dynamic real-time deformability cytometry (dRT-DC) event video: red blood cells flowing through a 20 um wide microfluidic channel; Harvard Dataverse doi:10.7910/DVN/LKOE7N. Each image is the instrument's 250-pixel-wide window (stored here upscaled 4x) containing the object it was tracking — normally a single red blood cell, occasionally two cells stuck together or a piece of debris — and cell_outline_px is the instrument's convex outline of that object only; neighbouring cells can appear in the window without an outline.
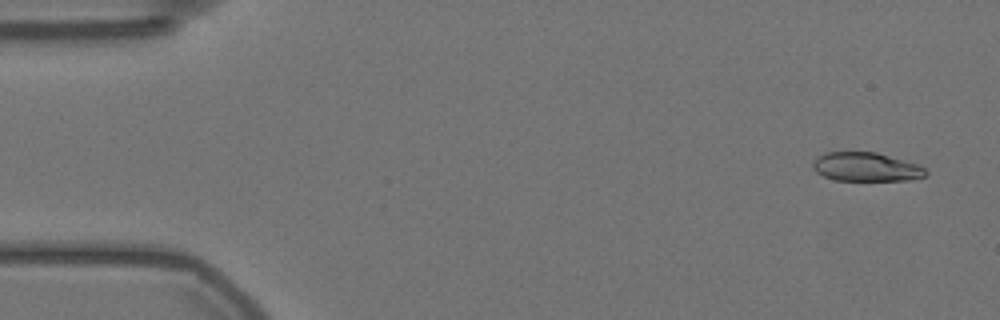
{"species": "Egyptian fruit bat (a non-hibernating species)", "species_latin": "Rousettus aegyptiacus", "temperature_condition": "warm", "stored_images_in_passage": 57, "camera_frame_rate_fps": 3000, "um_per_image_px": 0.085, "animal": {"sex": "female"}, "frame": {"image": 1, "passage_image": 3, "time_ms": 0.667, "image_size_px": [1000, 320], "cell_outline_px": [[928, 172], [924, 176], [908, 180], [836, 180], [824, 176], [816, 172], [812, 168], [812, 160], [816, 156], [824, 152], [876, 152], [920, 164]], "centroid_in_image_um": [73.59, 14.17], "position_along_channel_um": 11.4, "area_um2": 19.13}}
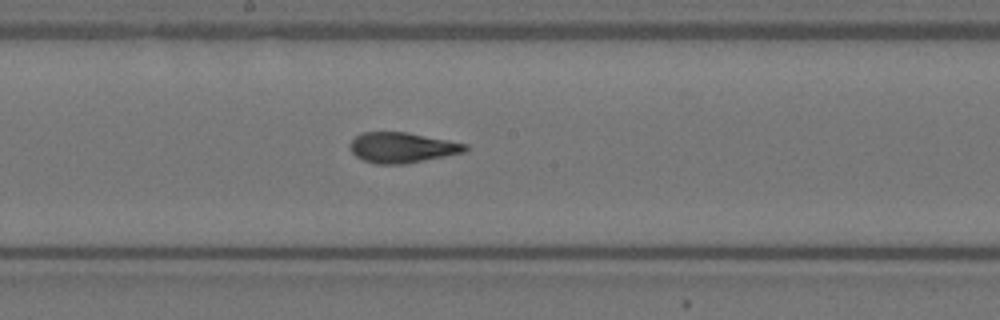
{"frame": {"image": 2, "passage_image": 30, "time_ms": 9.667, "image_size_px": [1000, 320], "cell_outline_px": [[468, 148], [464, 152], [404, 164], [372, 164], [356, 156], [352, 152], [348, 144], [356, 136], [364, 132], [408, 132], [468, 144]], "centroid_in_image_um": [34.16, 12.54], "position_along_channel_um": 214.0, "area_um2": 20.35}}
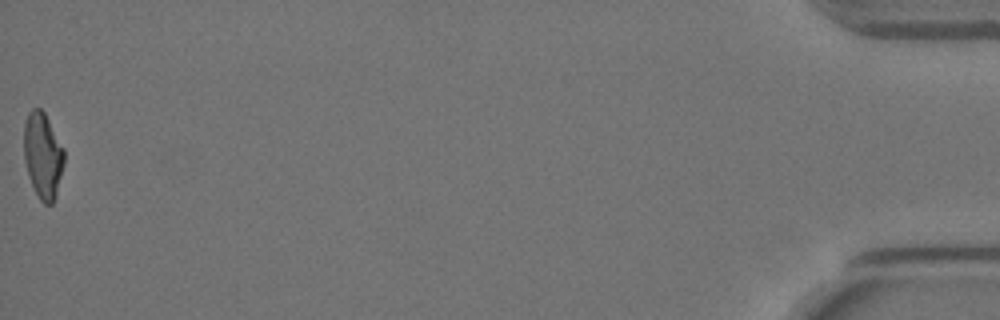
{"frame": {"image": 3, "passage_image": 57, "time_ms": 18.667, "image_size_px": [1000, 320], "cell_outline_px": [[64, 164], [56, 196], [52, 204], [44, 204], [40, 200], [28, 176], [24, 160], [24, 124], [28, 112], [32, 108], [40, 108], [44, 112], [64, 148]], "centroid_in_image_um": [3.64, 13.21], "position_along_channel_um": 431.6, "area_um2": 20.17}, "authors_computed_cell_mechanics": {"area_um2": 20.6346, "velocity_mm_per_s": 3.5582, "shape_relaxation_time_tau1_ms": 4.6508, "shape_relaxation_time_tau2_ms": 1.2566, "deformation_change_tau1": 0.2031, "deformation_change_tau2": 0.0952}}